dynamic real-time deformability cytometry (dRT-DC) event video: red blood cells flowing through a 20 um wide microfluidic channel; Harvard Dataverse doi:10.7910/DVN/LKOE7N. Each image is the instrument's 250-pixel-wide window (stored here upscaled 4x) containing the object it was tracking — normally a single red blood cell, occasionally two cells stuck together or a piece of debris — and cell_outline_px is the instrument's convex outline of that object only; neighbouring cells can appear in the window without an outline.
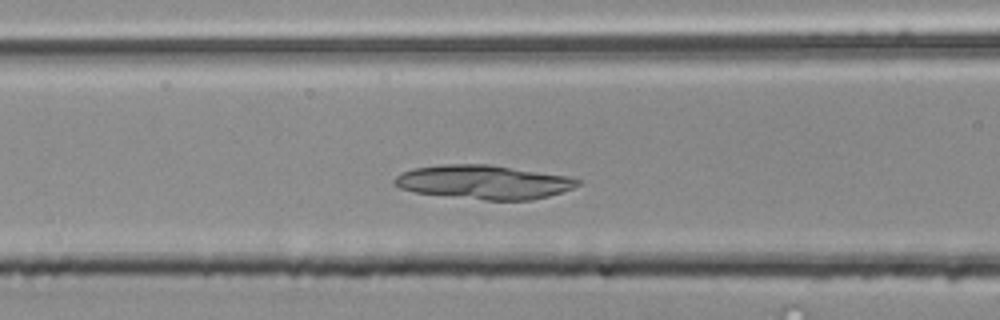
{"species": "common noctule bat (a hibernating species)", "species_latin": "Nyctalus noctula", "temperature_condition": "room temperature", "stored_images_in_passage": 48, "camera_frame_rate_fps": 3000, "um_per_image_px": 0.085, "animal": {"sex": "male", "body_mass_g": 20.4}, "frame": {"image": 1, "passage_image": 15, "time_ms": 4.667, "image_size_px": [1000, 320], "cell_outline_px": [[580, 184], [572, 188], [548, 196], [532, 200], [484, 200], [416, 192], [400, 188], [392, 180], [400, 172], [412, 168], [440, 164], [488, 164], [568, 176], [580, 180]], "centroid_in_image_um": [41.09, 15.47], "position_along_channel_um": 125.5, "area_um2": 36.13}}
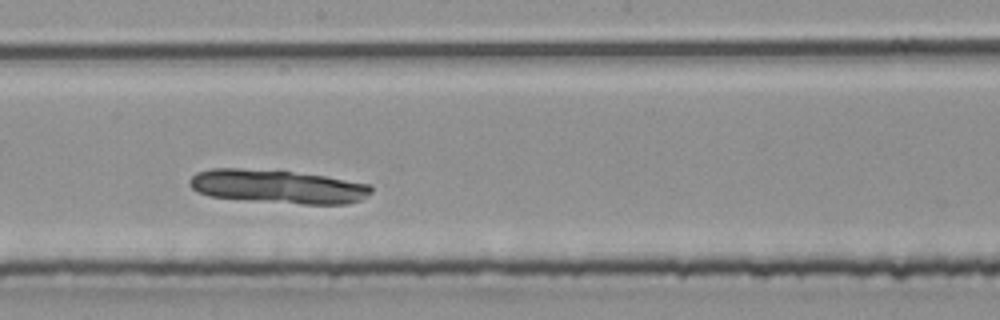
{"frame": {"image": 2, "passage_image": 23, "time_ms": 7.333, "image_size_px": [1000, 320], "cell_outline_px": [[372, 192], [360, 200], [348, 204], [304, 204], [248, 200], [208, 196], [196, 192], [188, 184], [188, 180], [196, 172], [212, 168], [240, 168], [292, 172], [324, 176], [372, 184]], "centroid_in_image_um": [23.58, 15.86], "position_along_channel_um": 224.6, "area_um2": 35.66}}
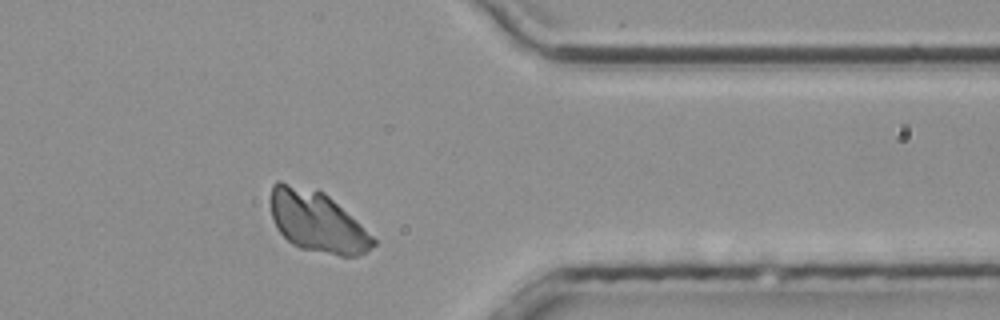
{"frame": {"image": 3, "passage_image": 37, "time_ms": 12.0, "image_size_px": [1000, 320], "cell_outline_px": [[376, 244], [364, 252], [356, 256], [340, 256], [300, 248], [292, 244], [276, 228], [272, 216], [272, 184], [276, 180], [280, 180], [316, 188], [324, 192], [356, 220], [376, 240]], "centroid_in_image_um": [26.93, 18.81], "position_along_channel_um": 384.5, "area_um2": 36.36}}